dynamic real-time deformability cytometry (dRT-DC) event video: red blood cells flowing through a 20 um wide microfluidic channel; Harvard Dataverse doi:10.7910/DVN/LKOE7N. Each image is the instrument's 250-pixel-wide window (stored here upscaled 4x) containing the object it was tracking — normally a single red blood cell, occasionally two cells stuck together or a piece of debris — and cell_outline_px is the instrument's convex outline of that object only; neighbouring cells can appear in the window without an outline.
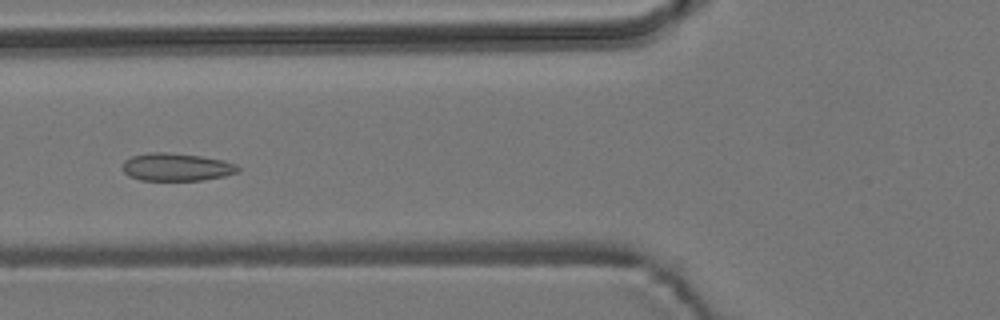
{"species": "common noctule bat (a hibernating species)", "species_latin": "Nyctalus noctula", "temperature_condition": "room temperature", "stored_images_in_passage": 46, "camera_frame_rate_fps": 3000, "um_per_image_px": 0.085, "animal": {"sex": "male", "body_mass_g": 19.2, "forearm_length_mm": 51.8}, "frame": {"image": 1, "passage_image": 12, "time_ms": 3.667, "image_size_px": [1000, 320], "cell_outline_px": [[240, 172], [224, 176], [200, 180], [140, 180], [128, 176], [124, 172], [124, 160], [132, 156], [148, 152], [168, 152], [200, 156], [224, 160], [236, 164], [240, 168]], "centroid_in_image_um": [15.02, 14.19], "position_along_channel_um": 110.8, "area_um2": 18.73}}
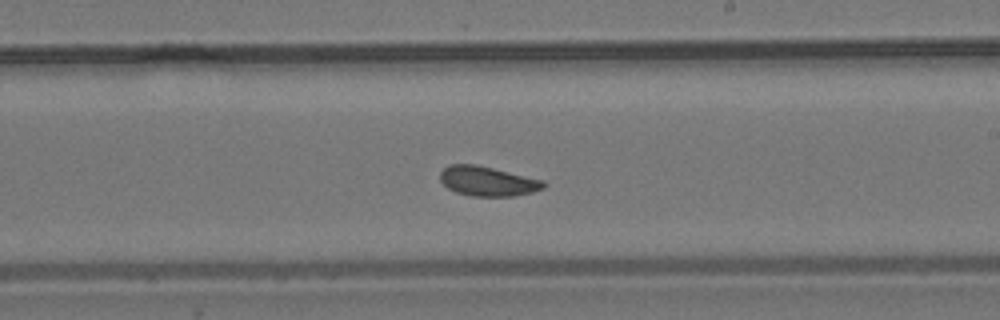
{"frame": {"image": 2, "passage_image": 23, "time_ms": 7.333, "image_size_px": [1000, 320], "cell_outline_px": [[548, 184], [544, 188], [532, 192], [512, 196], [472, 196], [456, 192], [448, 188], [440, 180], [440, 172], [448, 164], [476, 164], [544, 180]], "centroid_in_image_um": [41.46, 15.39], "position_along_channel_um": 247.5, "area_um2": 17.92}}
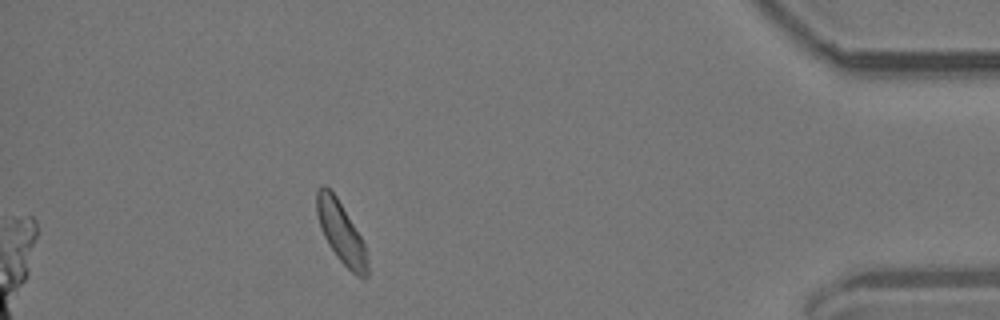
{"frame": {"image": 3, "passage_image": 40, "time_ms": 13.0, "image_size_px": [1000, 320], "cell_outline_px": [[368, 276], [356, 276], [336, 256], [328, 244], [320, 228], [316, 212], [316, 192], [320, 184], [324, 184], [336, 196], [360, 236], [364, 244], [368, 260]], "centroid_in_image_um": [28.96, 19.74], "position_along_channel_um": 406.2, "area_um2": 17.92}, "authors_computed_cell_mechanics": {"area_um2": 18.3226, "velocity_mm_per_s": 3.7322, "shape_relaxation_time_tau1_ms": 5.014, "shape_relaxation_time_tau2_ms": 2.748, "deformation_change_tau1": 0.0661, "deformation_change_tau2": 0.0829}}